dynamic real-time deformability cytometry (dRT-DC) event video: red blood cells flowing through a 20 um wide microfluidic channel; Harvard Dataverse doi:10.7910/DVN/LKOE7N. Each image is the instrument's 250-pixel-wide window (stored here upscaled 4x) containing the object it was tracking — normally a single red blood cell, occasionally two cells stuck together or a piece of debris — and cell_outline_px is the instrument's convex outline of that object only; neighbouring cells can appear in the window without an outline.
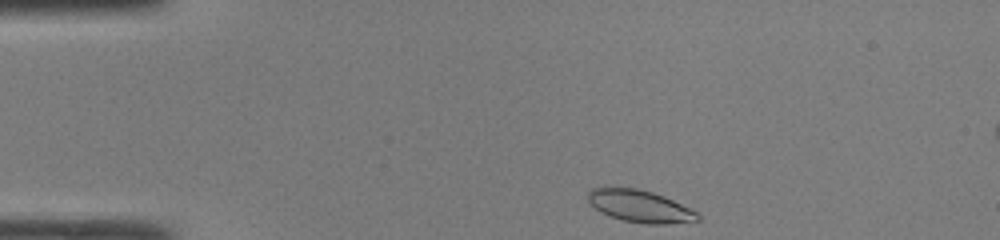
{"species": "common noctule bat (a hibernating species)", "species_latin": "Nyctalus noctula", "temperature_condition": "room temperature", "stored_images_in_passage": 34, "camera_frame_rate_fps": 3000, "um_per_image_px": 0.085, "animal": {"sex": "male", "body_mass_g": 19.0, "forearm_length_mm": 50.8}, "frame": {"image": 1, "passage_image": 1, "time_ms": 0.0, "image_size_px": [1000, 240], "cell_outline_px": [[700, 220], [668, 224], [644, 224], [624, 220], [600, 212], [588, 200], [588, 192], [592, 188], [608, 184], [636, 188], [652, 192], [664, 196], [692, 208], [700, 216]], "centroid_in_image_um": [54.37, 17.48], "position_along_channel_um": 30.6, "area_um2": 21.04}}
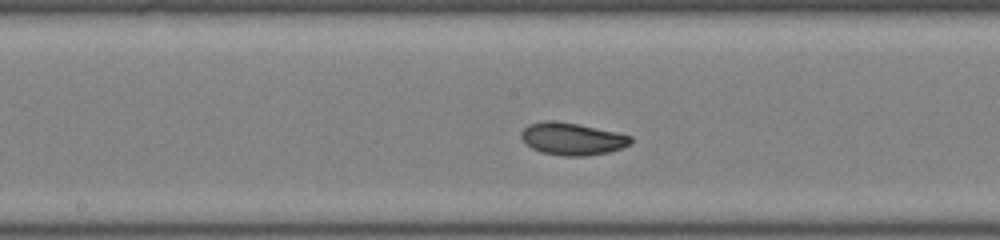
{"frame": {"image": 2, "passage_image": 17, "time_ms": 5.333, "image_size_px": [1000, 240], "cell_outline_px": [[632, 144], [608, 152], [584, 156], [564, 156], [540, 152], [532, 148], [520, 136], [520, 132], [528, 124], [544, 120], [552, 120], [576, 124], [616, 132], [632, 136]], "centroid_in_image_um": [48.62, 11.8], "position_along_channel_um": 199.6, "area_um2": 20.52}}
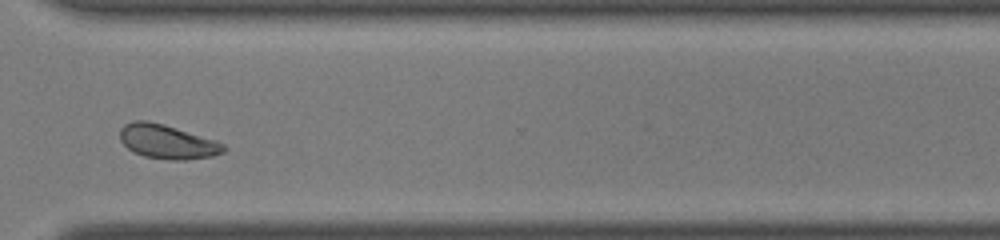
{"frame": {"image": 3, "passage_image": 28, "time_ms": 9.0, "image_size_px": [1000, 240], "cell_outline_px": [[228, 148], [224, 152], [212, 156], [188, 160], [168, 160], [144, 156], [132, 152], [120, 140], [120, 128], [124, 124], [136, 120], [148, 120], [216, 140], [224, 144]], "centroid_in_image_um": [14.22, 12.06], "position_along_channel_um": 356.4, "area_um2": 20.69}, "authors_computed_cell_mechanics": {"area_um2": 20.4612, "velocity_mm_per_s": 4.2492, "shape_relaxation_time_tau1_ms": 2.8876, "shape_relaxation_time_tau2_ms": null, "deformation_change_tau1": 0.1094, "deformation_change_tau2": null}}